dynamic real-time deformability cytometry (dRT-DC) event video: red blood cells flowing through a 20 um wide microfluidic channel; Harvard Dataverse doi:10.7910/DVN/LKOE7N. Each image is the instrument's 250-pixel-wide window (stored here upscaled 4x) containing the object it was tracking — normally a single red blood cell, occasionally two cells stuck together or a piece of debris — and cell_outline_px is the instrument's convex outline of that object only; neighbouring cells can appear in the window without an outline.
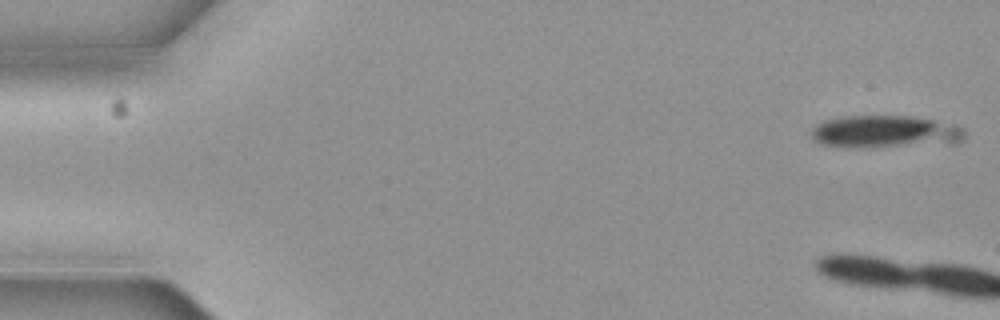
{"species": "common noctule bat (a hibernating species)", "species_latin": "Nyctalus noctula", "temperature_condition": "cold", "stored_images_in_passage": 12, "camera_frame_rate_fps": 3000, "um_per_image_px": 0.085, "animal": {"sex": "female", "body_mass_g": 19.3, "forearm_length_mm": 54.1}, "frame": {"image": 1, "passage_image": 1, "time_ms": 0.0, "image_size_px": [1000, 320], "cell_outline_px": [[964, 140], [868, 148], [848, 148], [820, 144], [812, 136], [812, 128], [816, 124], [824, 120], [844, 116], [912, 116], [956, 124], [964, 128]], "centroid_in_image_um": [75.15, 11.18], "position_along_channel_um": 9.9, "area_um2": 28.73}}
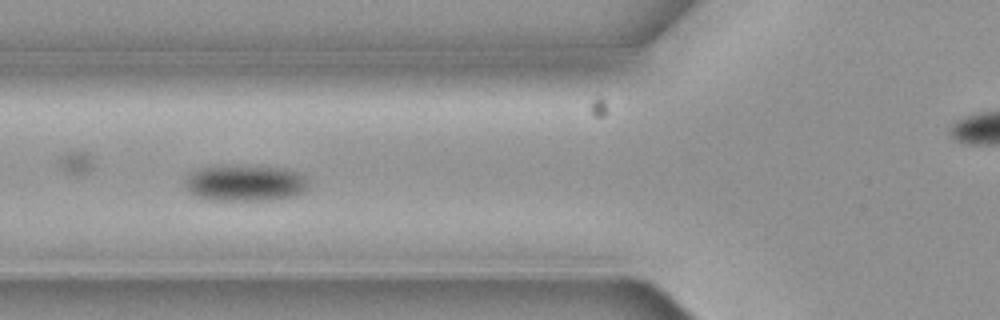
{"frame": {"image": 2, "passage_image": 7, "time_ms": 2.0, "image_size_px": [1000, 320], "cell_outline_px": [[308, 188], [304, 192], [296, 196], [272, 200], [212, 200], [196, 196], [184, 184], [184, 180], [192, 172], [200, 168], [228, 164], [240, 164], [288, 168], [304, 176], [308, 180]], "centroid_in_image_um": [20.88, 15.53], "position_along_channel_um": 104.9, "area_um2": 26.7}}
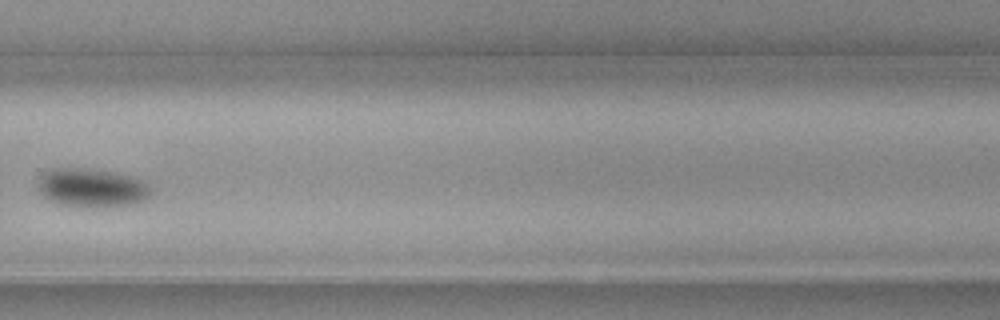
{"frame": {"image": 3, "passage_image": 12, "time_ms": 3.667, "image_size_px": [1000, 320], "cell_outline_px": [[152, 192], [144, 200], [132, 204], [96, 208], [80, 208], [60, 204], [48, 200], [40, 192], [40, 176], [52, 168], [88, 168], [116, 172], [132, 176], [148, 184], [152, 188]], "centroid_in_image_um": [7.83, 15.97], "position_along_channel_um": 322.0, "area_um2": 25.78}}